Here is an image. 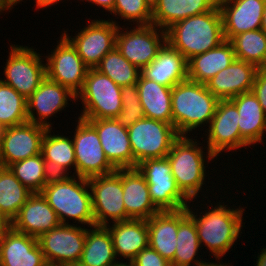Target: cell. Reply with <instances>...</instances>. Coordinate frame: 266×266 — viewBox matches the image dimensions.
<instances>
[{"instance_id":"cell-44","label":"cell","mask_w":266,"mask_h":266,"mask_svg":"<svg viewBox=\"0 0 266 266\" xmlns=\"http://www.w3.org/2000/svg\"><path fill=\"white\" fill-rule=\"evenodd\" d=\"M89 2L98 7H102L105 11L111 12L114 8L115 0H81Z\"/></svg>"},{"instance_id":"cell-17","label":"cell","mask_w":266,"mask_h":266,"mask_svg":"<svg viewBox=\"0 0 266 266\" xmlns=\"http://www.w3.org/2000/svg\"><path fill=\"white\" fill-rule=\"evenodd\" d=\"M70 99L76 101V94L68 87L46 77L27 99L28 121L52 129V123L48 121L49 118L69 107Z\"/></svg>"},{"instance_id":"cell-51","label":"cell","mask_w":266,"mask_h":266,"mask_svg":"<svg viewBox=\"0 0 266 266\" xmlns=\"http://www.w3.org/2000/svg\"><path fill=\"white\" fill-rule=\"evenodd\" d=\"M113 266H134V265H133L132 262H128V263H127V261H126V263H125V262H121V261H119L117 264H115V265H113Z\"/></svg>"},{"instance_id":"cell-21","label":"cell","mask_w":266,"mask_h":266,"mask_svg":"<svg viewBox=\"0 0 266 266\" xmlns=\"http://www.w3.org/2000/svg\"><path fill=\"white\" fill-rule=\"evenodd\" d=\"M0 263L2 266L47 265L37 238L12 227L0 234Z\"/></svg>"},{"instance_id":"cell-14","label":"cell","mask_w":266,"mask_h":266,"mask_svg":"<svg viewBox=\"0 0 266 266\" xmlns=\"http://www.w3.org/2000/svg\"><path fill=\"white\" fill-rule=\"evenodd\" d=\"M72 136L76 160V176L90 178L112 173L117 169L108 161L96 129L82 118H77Z\"/></svg>"},{"instance_id":"cell-9","label":"cell","mask_w":266,"mask_h":266,"mask_svg":"<svg viewBox=\"0 0 266 266\" xmlns=\"http://www.w3.org/2000/svg\"><path fill=\"white\" fill-rule=\"evenodd\" d=\"M136 168L147 181L151 201L160 211L179 210L194 203L177 187L167 157L145 159Z\"/></svg>"},{"instance_id":"cell-7","label":"cell","mask_w":266,"mask_h":266,"mask_svg":"<svg viewBox=\"0 0 266 266\" xmlns=\"http://www.w3.org/2000/svg\"><path fill=\"white\" fill-rule=\"evenodd\" d=\"M134 168L145 159L165 158L180 136L173 125L143 117L127 128Z\"/></svg>"},{"instance_id":"cell-35","label":"cell","mask_w":266,"mask_h":266,"mask_svg":"<svg viewBox=\"0 0 266 266\" xmlns=\"http://www.w3.org/2000/svg\"><path fill=\"white\" fill-rule=\"evenodd\" d=\"M33 193L14 175L9 167L0 166V211L13 220Z\"/></svg>"},{"instance_id":"cell-27","label":"cell","mask_w":266,"mask_h":266,"mask_svg":"<svg viewBox=\"0 0 266 266\" xmlns=\"http://www.w3.org/2000/svg\"><path fill=\"white\" fill-rule=\"evenodd\" d=\"M218 0H152V24L167 30L190 16L213 10Z\"/></svg>"},{"instance_id":"cell-3","label":"cell","mask_w":266,"mask_h":266,"mask_svg":"<svg viewBox=\"0 0 266 266\" xmlns=\"http://www.w3.org/2000/svg\"><path fill=\"white\" fill-rule=\"evenodd\" d=\"M40 193L56 212L61 224H69L70 218L77 224H86V227L95 226L87 178L75 175L52 176Z\"/></svg>"},{"instance_id":"cell-33","label":"cell","mask_w":266,"mask_h":266,"mask_svg":"<svg viewBox=\"0 0 266 266\" xmlns=\"http://www.w3.org/2000/svg\"><path fill=\"white\" fill-rule=\"evenodd\" d=\"M136 84L145 117L173 125L172 88L148 80L141 74Z\"/></svg>"},{"instance_id":"cell-15","label":"cell","mask_w":266,"mask_h":266,"mask_svg":"<svg viewBox=\"0 0 266 266\" xmlns=\"http://www.w3.org/2000/svg\"><path fill=\"white\" fill-rule=\"evenodd\" d=\"M239 113L236 105L229 100H220L208 126L207 148L216 158L222 152L235 151L251 146L241 135L238 126ZM221 153V154H220Z\"/></svg>"},{"instance_id":"cell-40","label":"cell","mask_w":266,"mask_h":266,"mask_svg":"<svg viewBox=\"0 0 266 266\" xmlns=\"http://www.w3.org/2000/svg\"><path fill=\"white\" fill-rule=\"evenodd\" d=\"M110 13L133 25H149L152 24V0H115Z\"/></svg>"},{"instance_id":"cell-8","label":"cell","mask_w":266,"mask_h":266,"mask_svg":"<svg viewBox=\"0 0 266 266\" xmlns=\"http://www.w3.org/2000/svg\"><path fill=\"white\" fill-rule=\"evenodd\" d=\"M9 50L3 72L5 78L0 80L28 99L46 78L44 58L28 46L11 44Z\"/></svg>"},{"instance_id":"cell-45","label":"cell","mask_w":266,"mask_h":266,"mask_svg":"<svg viewBox=\"0 0 266 266\" xmlns=\"http://www.w3.org/2000/svg\"><path fill=\"white\" fill-rule=\"evenodd\" d=\"M12 227V221L9 220L1 211H0V234L8 231Z\"/></svg>"},{"instance_id":"cell-49","label":"cell","mask_w":266,"mask_h":266,"mask_svg":"<svg viewBox=\"0 0 266 266\" xmlns=\"http://www.w3.org/2000/svg\"><path fill=\"white\" fill-rule=\"evenodd\" d=\"M260 29L266 33V6H265V10L263 12V17H262V20H261Z\"/></svg>"},{"instance_id":"cell-32","label":"cell","mask_w":266,"mask_h":266,"mask_svg":"<svg viewBox=\"0 0 266 266\" xmlns=\"http://www.w3.org/2000/svg\"><path fill=\"white\" fill-rule=\"evenodd\" d=\"M176 238L177 246L174 259L170 262L171 266H209L212 263L206 260L203 261L198 258L199 256H196L201 249V245L194 219L188 214L187 208L178 210Z\"/></svg>"},{"instance_id":"cell-39","label":"cell","mask_w":266,"mask_h":266,"mask_svg":"<svg viewBox=\"0 0 266 266\" xmlns=\"http://www.w3.org/2000/svg\"><path fill=\"white\" fill-rule=\"evenodd\" d=\"M27 121V99L0 80V126L7 128Z\"/></svg>"},{"instance_id":"cell-54","label":"cell","mask_w":266,"mask_h":266,"mask_svg":"<svg viewBox=\"0 0 266 266\" xmlns=\"http://www.w3.org/2000/svg\"><path fill=\"white\" fill-rule=\"evenodd\" d=\"M46 266H60V265H51V264H47Z\"/></svg>"},{"instance_id":"cell-34","label":"cell","mask_w":266,"mask_h":266,"mask_svg":"<svg viewBox=\"0 0 266 266\" xmlns=\"http://www.w3.org/2000/svg\"><path fill=\"white\" fill-rule=\"evenodd\" d=\"M112 237L105 226L86 230L84 249L78 262L81 266H113L117 264Z\"/></svg>"},{"instance_id":"cell-26","label":"cell","mask_w":266,"mask_h":266,"mask_svg":"<svg viewBox=\"0 0 266 266\" xmlns=\"http://www.w3.org/2000/svg\"><path fill=\"white\" fill-rule=\"evenodd\" d=\"M105 227L112 237L116 257L120 256L131 262L140 251L149 246V231L145 219H130Z\"/></svg>"},{"instance_id":"cell-1","label":"cell","mask_w":266,"mask_h":266,"mask_svg":"<svg viewBox=\"0 0 266 266\" xmlns=\"http://www.w3.org/2000/svg\"><path fill=\"white\" fill-rule=\"evenodd\" d=\"M214 205V208L212 203L210 207L206 206L207 210L201 211L199 217L197 211H192L191 205L186 208L188 214L194 219L201 248L204 244L219 263L220 258L230 251L242 234V226L245 227L242 225L245 224L242 221L245 209L242 205L231 209L224 202L223 204L217 202V205Z\"/></svg>"},{"instance_id":"cell-41","label":"cell","mask_w":266,"mask_h":266,"mask_svg":"<svg viewBox=\"0 0 266 266\" xmlns=\"http://www.w3.org/2000/svg\"><path fill=\"white\" fill-rule=\"evenodd\" d=\"M122 110L115 120L125 128L145 117L140 103L137 84L121 87Z\"/></svg>"},{"instance_id":"cell-52","label":"cell","mask_w":266,"mask_h":266,"mask_svg":"<svg viewBox=\"0 0 266 266\" xmlns=\"http://www.w3.org/2000/svg\"><path fill=\"white\" fill-rule=\"evenodd\" d=\"M228 264H230V263H227V264H225V263H221V262H219V264L218 263H215L214 261L209 265V266H231V265H228Z\"/></svg>"},{"instance_id":"cell-36","label":"cell","mask_w":266,"mask_h":266,"mask_svg":"<svg viewBox=\"0 0 266 266\" xmlns=\"http://www.w3.org/2000/svg\"><path fill=\"white\" fill-rule=\"evenodd\" d=\"M229 41L236 59L252 63L258 68L266 65V33L261 29L237 34Z\"/></svg>"},{"instance_id":"cell-22","label":"cell","mask_w":266,"mask_h":266,"mask_svg":"<svg viewBox=\"0 0 266 266\" xmlns=\"http://www.w3.org/2000/svg\"><path fill=\"white\" fill-rule=\"evenodd\" d=\"M257 70L256 65L235 59L205 85L219 100H229L239 94L252 91Z\"/></svg>"},{"instance_id":"cell-24","label":"cell","mask_w":266,"mask_h":266,"mask_svg":"<svg viewBox=\"0 0 266 266\" xmlns=\"http://www.w3.org/2000/svg\"><path fill=\"white\" fill-rule=\"evenodd\" d=\"M187 62L179 51L166 42L157 57L141 70V75L160 85L173 88L188 79Z\"/></svg>"},{"instance_id":"cell-2","label":"cell","mask_w":266,"mask_h":266,"mask_svg":"<svg viewBox=\"0 0 266 266\" xmlns=\"http://www.w3.org/2000/svg\"><path fill=\"white\" fill-rule=\"evenodd\" d=\"M166 35L167 42L187 61L211 50L225 40L219 6L174 23L166 30Z\"/></svg>"},{"instance_id":"cell-20","label":"cell","mask_w":266,"mask_h":266,"mask_svg":"<svg viewBox=\"0 0 266 266\" xmlns=\"http://www.w3.org/2000/svg\"><path fill=\"white\" fill-rule=\"evenodd\" d=\"M225 40L260 29L266 0H218Z\"/></svg>"},{"instance_id":"cell-5","label":"cell","mask_w":266,"mask_h":266,"mask_svg":"<svg viewBox=\"0 0 266 266\" xmlns=\"http://www.w3.org/2000/svg\"><path fill=\"white\" fill-rule=\"evenodd\" d=\"M196 140L192 139V136L190 138L188 135H180L166 156L177 187L190 201L200 197L199 192L202 191L205 177L208 176V166L205 165L216 158L208 149L204 152V147L200 146L203 144Z\"/></svg>"},{"instance_id":"cell-28","label":"cell","mask_w":266,"mask_h":266,"mask_svg":"<svg viewBox=\"0 0 266 266\" xmlns=\"http://www.w3.org/2000/svg\"><path fill=\"white\" fill-rule=\"evenodd\" d=\"M230 100L236 105L239 113L240 135L252 146L262 143L266 131V114L256 95L249 91Z\"/></svg>"},{"instance_id":"cell-6","label":"cell","mask_w":266,"mask_h":266,"mask_svg":"<svg viewBox=\"0 0 266 266\" xmlns=\"http://www.w3.org/2000/svg\"><path fill=\"white\" fill-rule=\"evenodd\" d=\"M76 100H82V119L115 118L122 110L121 87L96 69H88Z\"/></svg>"},{"instance_id":"cell-53","label":"cell","mask_w":266,"mask_h":266,"mask_svg":"<svg viewBox=\"0 0 266 266\" xmlns=\"http://www.w3.org/2000/svg\"><path fill=\"white\" fill-rule=\"evenodd\" d=\"M6 10H8V9L2 4V2L0 0V14L3 13L4 11H6Z\"/></svg>"},{"instance_id":"cell-47","label":"cell","mask_w":266,"mask_h":266,"mask_svg":"<svg viewBox=\"0 0 266 266\" xmlns=\"http://www.w3.org/2000/svg\"><path fill=\"white\" fill-rule=\"evenodd\" d=\"M261 252L260 254L258 253V257H256V266H266V247L265 248H262L260 249Z\"/></svg>"},{"instance_id":"cell-25","label":"cell","mask_w":266,"mask_h":266,"mask_svg":"<svg viewBox=\"0 0 266 266\" xmlns=\"http://www.w3.org/2000/svg\"><path fill=\"white\" fill-rule=\"evenodd\" d=\"M123 201L131 219H149L160 210L151 201L148 184L137 168L122 169Z\"/></svg>"},{"instance_id":"cell-30","label":"cell","mask_w":266,"mask_h":266,"mask_svg":"<svg viewBox=\"0 0 266 266\" xmlns=\"http://www.w3.org/2000/svg\"><path fill=\"white\" fill-rule=\"evenodd\" d=\"M52 129H47L41 144V154L52 176H70V168L76 174V160L72 137L53 134Z\"/></svg>"},{"instance_id":"cell-4","label":"cell","mask_w":266,"mask_h":266,"mask_svg":"<svg viewBox=\"0 0 266 266\" xmlns=\"http://www.w3.org/2000/svg\"><path fill=\"white\" fill-rule=\"evenodd\" d=\"M219 99L216 98L205 84L185 80L172 88L171 106L173 126L181 136H190L199 126H209ZM206 123V125H205Z\"/></svg>"},{"instance_id":"cell-10","label":"cell","mask_w":266,"mask_h":266,"mask_svg":"<svg viewBox=\"0 0 266 266\" xmlns=\"http://www.w3.org/2000/svg\"><path fill=\"white\" fill-rule=\"evenodd\" d=\"M95 226L130 220L123 201L122 169L88 178ZM110 219L112 222L110 223Z\"/></svg>"},{"instance_id":"cell-19","label":"cell","mask_w":266,"mask_h":266,"mask_svg":"<svg viewBox=\"0 0 266 266\" xmlns=\"http://www.w3.org/2000/svg\"><path fill=\"white\" fill-rule=\"evenodd\" d=\"M84 120L96 129L103 151L116 169L134 168L127 128L119 124L115 118Z\"/></svg>"},{"instance_id":"cell-43","label":"cell","mask_w":266,"mask_h":266,"mask_svg":"<svg viewBox=\"0 0 266 266\" xmlns=\"http://www.w3.org/2000/svg\"><path fill=\"white\" fill-rule=\"evenodd\" d=\"M252 92L256 95L266 114V69L264 67L258 68L256 72Z\"/></svg>"},{"instance_id":"cell-48","label":"cell","mask_w":266,"mask_h":266,"mask_svg":"<svg viewBox=\"0 0 266 266\" xmlns=\"http://www.w3.org/2000/svg\"><path fill=\"white\" fill-rule=\"evenodd\" d=\"M23 0H1L2 4L8 9L11 10L17 3H20Z\"/></svg>"},{"instance_id":"cell-18","label":"cell","mask_w":266,"mask_h":266,"mask_svg":"<svg viewBox=\"0 0 266 266\" xmlns=\"http://www.w3.org/2000/svg\"><path fill=\"white\" fill-rule=\"evenodd\" d=\"M47 128L25 122L4 128L2 133L1 166L11 164L41 153V144Z\"/></svg>"},{"instance_id":"cell-46","label":"cell","mask_w":266,"mask_h":266,"mask_svg":"<svg viewBox=\"0 0 266 266\" xmlns=\"http://www.w3.org/2000/svg\"><path fill=\"white\" fill-rule=\"evenodd\" d=\"M62 0H35V5L37 6L35 9H44L46 7H51L52 5L57 4L58 2H61Z\"/></svg>"},{"instance_id":"cell-23","label":"cell","mask_w":266,"mask_h":266,"mask_svg":"<svg viewBox=\"0 0 266 266\" xmlns=\"http://www.w3.org/2000/svg\"><path fill=\"white\" fill-rule=\"evenodd\" d=\"M60 224L56 212L41 193H33L12 220L14 230L36 238Z\"/></svg>"},{"instance_id":"cell-13","label":"cell","mask_w":266,"mask_h":266,"mask_svg":"<svg viewBox=\"0 0 266 266\" xmlns=\"http://www.w3.org/2000/svg\"><path fill=\"white\" fill-rule=\"evenodd\" d=\"M85 226L60 224L40 235L37 240L47 264L71 266L78 264L84 249Z\"/></svg>"},{"instance_id":"cell-38","label":"cell","mask_w":266,"mask_h":266,"mask_svg":"<svg viewBox=\"0 0 266 266\" xmlns=\"http://www.w3.org/2000/svg\"><path fill=\"white\" fill-rule=\"evenodd\" d=\"M95 69L120 87L136 84L141 74V70L122 56L116 47L101 59Z\"/></svg>"},{"instance_id":"cell-50","label":"cell","mask_w":266,"mask_h":266,"mask_svg":"<svg viewBox=\"0 0 266 266\" xmlns=\"http://www.w3.org/2000/svg\"><path fill=\"white\" fill-rule=\"evenodd\" d=\"M4 128L0 126V166H1V151H2V133Z\"/></svg>"},{"instance_id":"cell-37","label":"cell","mask_w":266,"mask_h":266,"mask_svg":"<svg viewBox=\"0 0 266 266\" xmlns=\"http://www.w3.org/2000/svg\"><path fill=\"white\" fill-rule=\"evenodd\" d=\"M9 168L32 193H40L52 177L41 153L15 162Z\"/></svg>"},{"instance_id":"cell-29","label":"cell","mask_w":266,"mask_h":266,"mask_svg":"<svg viewBox=\"0 0 266 266\" xmlns=\"http://www.w3.org/2000/svg\"><path fill=\"white\" fill-rule=\"evenodd\" d=\"M235 59L231 42L224 40L211 50L188 60V79L205 84L217 73L226 69Z\"/></svg>"},{"instance_id":"cell-31","label":"cell","mask_w":266,"mask_h":266,"mask_svg":"<svg viewBox=\"0 0 266 266\" xmlns=\"http://www.w3.org/2000/svg\"><path fill=\"white\" fill-rule=\"evenodd\" d=\"M149 246L171 262L177 246L178 210L159 211L147 219Z\"/></svg>"},{"instance_id":"cell-42","label":"cell","mask_w":266,"mask_h":266,"mask_svg":"<svg viewBox=\"0 0 266 266\" xmlns=\"http://www.w3.org/2000/svg\"><path fill=\"white\" fill-rule=\"evenodd\" d=\"M131 262L134 266H171L167 259L150 246L140 251Z\"/></svg>"},{"instance_id":"cell-16","label":"cell","mask_w":266,"mask_h":266,"mask_svg":"<svg viewBox=\"0 0 266 266\" xmlns=\"http://www.w3.org/2000/svg\"><path fill=\"white\" fill-rule=\"evenodd\" d=\"M44 58L48 79L68 87L75 94L82 89L89 68L63 35L51 54Z\"/></svg>"},{"instance_id":"cell-11","label":"cell","mask_w":266,"mask_h":266,"mask_svg":"<svg viewBox=\"0 0 266 266\" xmlns=\"http://www.w3.org/2000/svg\"><path fill=\"white\" fill-rule=\"evenodd\" d=\"M122 29L124 28L119 25L115 47L139 70L145 68L156 58L167 42L166 31L153 24L136 25L131 29L127 27L126 32Z\"/></svg>"},{"instance_id":"cell-12","label":"cell","mask_w":266,"mask_h":266,"mask_svg":"<svg viewBox=\"0 0 266 266\" xmlns=\"http://www.w3.org/2000/svg\"><path fill=\"white\" fill-rule=\"evenodd\" d=\"M113 20L93 19L74 37L67 34L68 32L65 30L62 33L89 69H95L101 59L116 46V35L120 22Z\"/></svg>"}]
</instances>
